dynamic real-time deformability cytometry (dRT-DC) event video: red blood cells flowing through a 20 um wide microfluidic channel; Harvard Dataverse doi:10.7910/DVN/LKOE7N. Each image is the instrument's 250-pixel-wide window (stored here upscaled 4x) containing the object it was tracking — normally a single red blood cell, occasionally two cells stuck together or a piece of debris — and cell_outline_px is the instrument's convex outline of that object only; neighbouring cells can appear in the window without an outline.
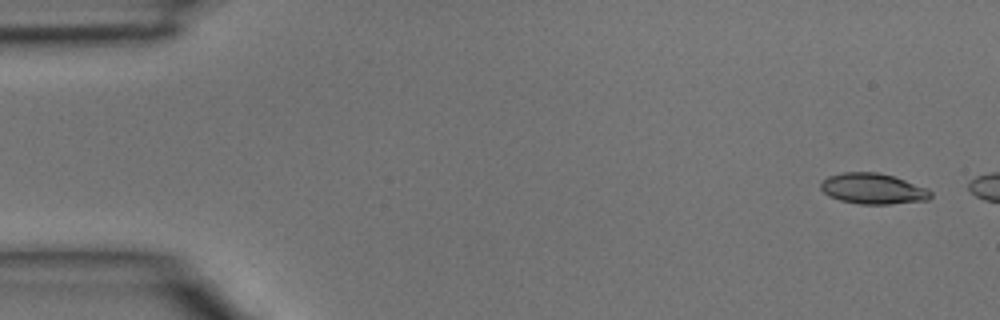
{"species": "common noctule bat (a hibernating species)", "species_latin": "Nyctalus noctula", "temperature_condition": "room temperature", "stored_images_in_passage": 4, "segment_of_instrument_passage": [2, 2], "camera_frame_rate_fps": 3000, "um_per_image_px": 0.085, "animal": {"sex": "male", "body_mass_g": 15.6}, "frame": {"image": 1, "passage_image": 4, "time_ms": 1.0, "image_size_px": [1000, 320], "cell_outline_px": [[932, 196], [928, 200], [888, 204], [860, 204], [840, 200], [828, 196], [820, 188], [820, 184], [828, 176], [844, 172], [876, 172], [892, 176], [928, 188], [932, 192]], "centroid_in_image_um": [74.2, 16.04], "position_along_channel_um": 10.8, "area_um2": 19.59}}